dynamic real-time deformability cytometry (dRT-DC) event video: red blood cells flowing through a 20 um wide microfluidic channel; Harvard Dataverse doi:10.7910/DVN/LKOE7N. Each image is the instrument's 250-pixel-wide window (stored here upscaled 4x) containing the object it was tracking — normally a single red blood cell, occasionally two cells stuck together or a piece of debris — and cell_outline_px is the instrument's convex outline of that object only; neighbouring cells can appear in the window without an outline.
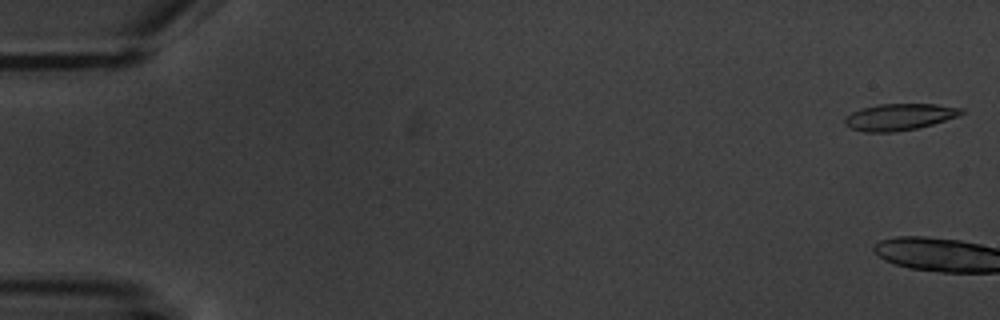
{"species": "common noctule bat (a hibernating species)", "species_latin": "Nyctalus noctula", "temperature_condition": "warm", "stored_images_in_passage": 7, "camera_frame_rate_fps": 3000, "um_per_image_px": 0.085, "animal": {"sex": "male", "body_mass_g": 20.1, "forearm_length_mm": 53.5}, "frame": {"image": 1, "passage_image": 1, "time_ms": 0.0, "image_size_px": [1000, 320], "cell_outline_px": [[964, 112], [956, 116], [932, 124], [916, 128], [896, 132], [864, 132], [848, 128], [844, 124], [844, 120], [852, 112], [860, 108], [880, 104], [936, 104], [964, 108]], "centroid_in_image_um": [76.4, 9.94], "position_along_channel_um": 8.6, "area_um2": 18.03}}